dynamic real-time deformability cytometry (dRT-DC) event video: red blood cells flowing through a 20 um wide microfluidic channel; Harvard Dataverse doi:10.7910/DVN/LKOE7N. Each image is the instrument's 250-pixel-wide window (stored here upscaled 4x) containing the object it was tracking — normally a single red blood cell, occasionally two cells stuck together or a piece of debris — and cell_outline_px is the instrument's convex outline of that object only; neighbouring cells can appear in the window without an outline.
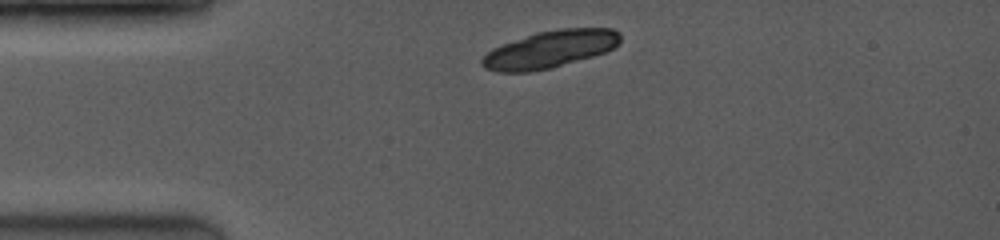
{"species": "common noctule bat (a hibernating species)", "species_latin": "Nyctalus noctula", "temperature_condition": "room temperature", "stored_images_in_passage": 2, "camera_frame_rate_fps": 3500, "um_per_image_px": 0.085, "animal": {"sex": "female", "body_mass_g": 19.0, "forearm_length_mm": 53.3}, "frame": {"image": 1, "passage_image": 1, "time_ms": 0.0, "image_size_px": [1000, 240], "cell_outline_px": [[620, 44], [604, 52], [592, 56], [552, 68], [532, 72], [496, 72], [484, 68], [480, 64], [480, 60], [492, 48], [536, 32], [560, 28], [612, 28], [620, 32]], "centroid_in_image_um": [46.74, 4.19], "position_along_channel_um": 38.3, "area_um2": 30.11}}